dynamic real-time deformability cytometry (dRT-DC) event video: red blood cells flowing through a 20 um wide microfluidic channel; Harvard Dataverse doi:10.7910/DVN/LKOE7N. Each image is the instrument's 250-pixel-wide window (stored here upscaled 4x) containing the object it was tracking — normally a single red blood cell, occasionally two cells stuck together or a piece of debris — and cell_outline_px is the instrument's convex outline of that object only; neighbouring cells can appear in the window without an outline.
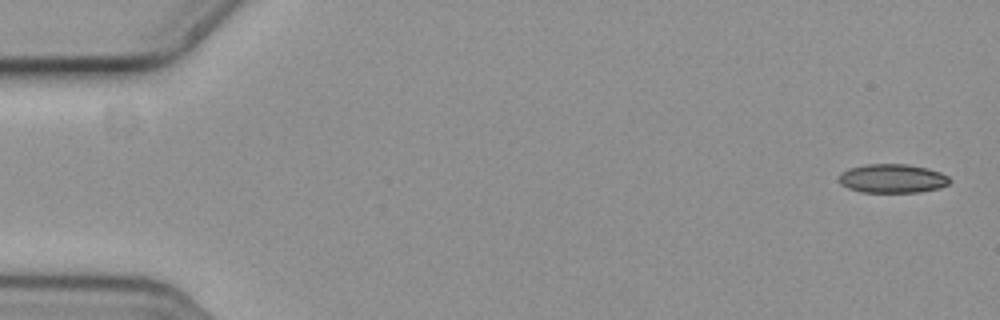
{"species": "common noctule bat (a hibernating species)", "species_latin": "Nyctalus noctula", "temperature_condition": "cold", "stored_images_in_passage": 7, "camera_frame_rate_fps": 3000, "um_per_image_px": 0.085, "animal": {"sex": "female", "body_mass_g": 19.3, "forearm_length_mm": 54.1}, "frame": {"image": 1, "passage_image": 1, "time_ms": 0.0, "image_size_px": [1000, 320], "cell_outline_px": [[952, 180], [948, 184], [940, 188], [920, 192], [864, 192], [848, 188], [840, 184], [840, 172], [848, 168], [868, 164], [908, 164], [928, 168], [940, 172], [948, 176]], "centroid_in_image_um": [75.88, 15.17], "position_along_channel_um": 9.1, "area_um2": 18.73}}
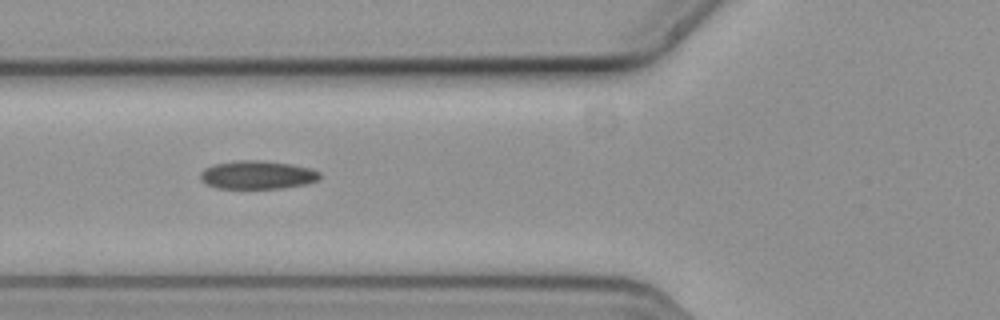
{"frame": {"image": 2, "passage_image": 6, "time_ms": 1.667, "image_size_px": [1000, 320], "cell_outline_px": [[320, 180], [308, 184], [284, 188], [216, 188], [200, 180], [200, 172], [204, 168], [212, 164], [236, 160], [260, 160], [292, 164], [312, 168], [320, 172]], "centroid_in_image_um": [21.9, 14.86], "position_along_channel_um": 103.9, "area_um2": 20.06}}
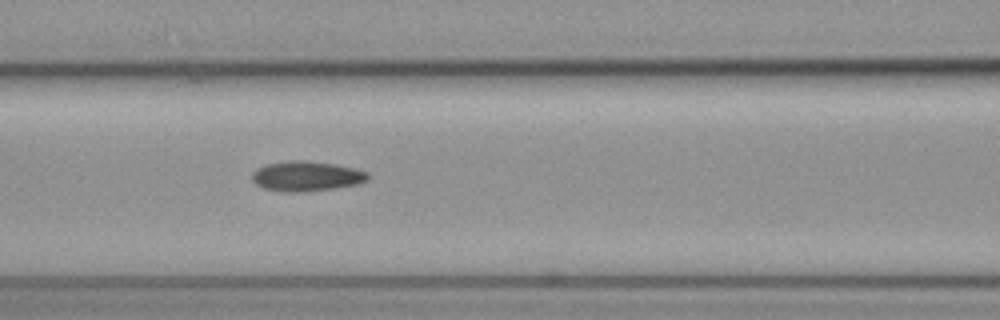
{"frame": {"image": 3, "passage_image": 7, "time_ms": 2.0, "image_size_px": [1000, 320], "cell_outline_px": [[368, 180], [356, 184], [336, 188], [300, 192], [284, 192], [264, 188], [256, 184], [252, 180], [252, 172], [256, 168], [268, 164], [288, 160], [304, 160], [336, 164], [356, 168], [368, 172]], "centroid_in_image_um": [26.05, 14.97], "position_along_channel_um": 140.6, "area_um2": 20.35}}